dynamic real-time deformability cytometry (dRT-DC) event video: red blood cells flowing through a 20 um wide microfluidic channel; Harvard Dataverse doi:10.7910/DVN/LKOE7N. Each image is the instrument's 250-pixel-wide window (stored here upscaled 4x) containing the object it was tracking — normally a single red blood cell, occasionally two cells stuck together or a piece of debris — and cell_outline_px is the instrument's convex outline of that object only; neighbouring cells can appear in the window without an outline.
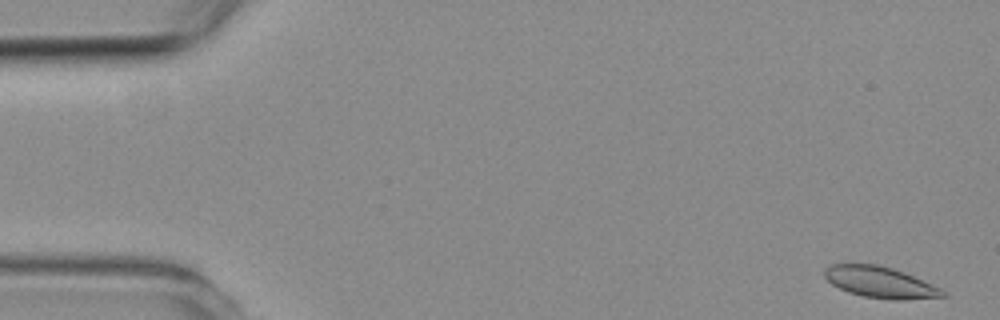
{"species": "common noctule bat (a hibernating species)", "species_latin": "Nyctalus noctula", "temperature_condition": "room temperature", "stored_images_in_passage": 5, "camera_frame_rate_fps": 3000, "um_per_image_px": 0.085, "animal": {"sex": "female", "body_mass_g": 19.3, "forearm_length_mm": 54.1}, "frame": {"image": 1, "passage_image": 1, "time_ms": 0.0, "image_size_px": [1000, 320], "cell_outline_px": [[948, 296], [900, 300], [896, 300], [864, 296], [848, 292], [832, 284], [824, 276], [824, 268], [828, 264], [876, 264], [892, 268], [904, 272], [940, 288], [948, 292]], "centroid_in_image_um": [74.81, 23.99], "position_along_channel_um": 10.2, "area_um2": 21.39}}
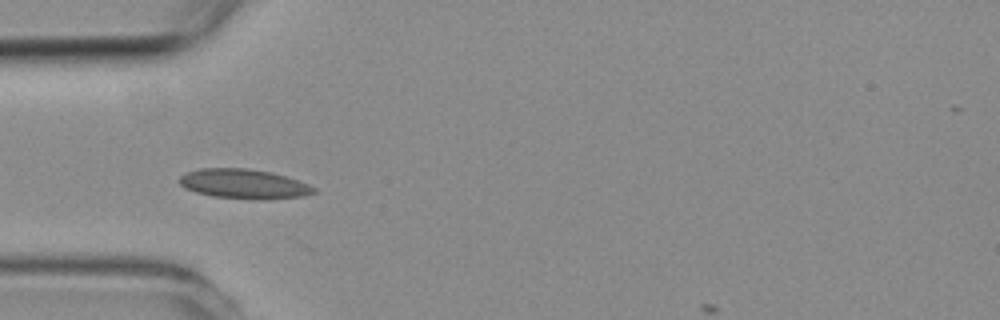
{"frame": {"image": 2, "passage_image": 4, "time_ms": 4.667, "image_size_px": [1000, 320], "cell_outline_px": [[316, 192], [304, 196], [264, 200], [256, 200], [212, 196], [196, 192], [184, 188], [176, 180], [180, 176], [188, 172], [200, 168], [248, 168], [272, 172], [308, 184], [316, 188]], "centroid_in_image_um": [20.71, 15.64], "position_along_channel_um": 64.3, "area_um2": 23.35}}